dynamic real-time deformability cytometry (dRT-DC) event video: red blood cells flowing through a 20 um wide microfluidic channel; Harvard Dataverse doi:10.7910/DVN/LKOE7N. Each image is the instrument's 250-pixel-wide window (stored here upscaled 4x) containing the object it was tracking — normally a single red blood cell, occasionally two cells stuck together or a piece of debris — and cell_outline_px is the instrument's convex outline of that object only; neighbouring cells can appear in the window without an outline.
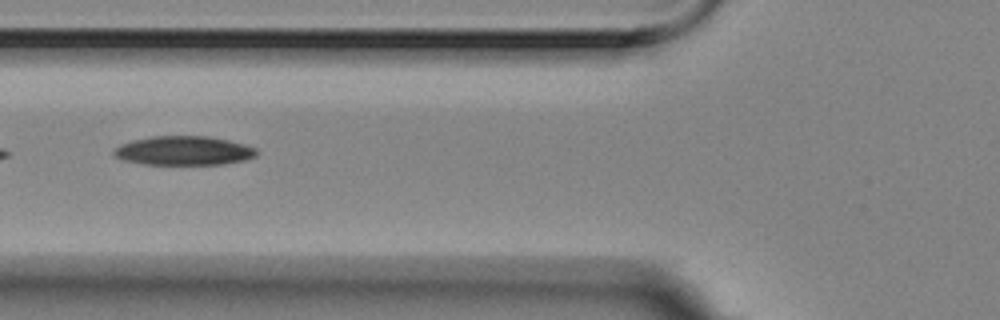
{"species": "Egyptian fruit bat (a non-hibernating species)", "species_latin": "Rousettus aegyptiacus", "temperature_condition": "room temperature", "stored_images_in_passage": 5, "camera_frame_rate_fps": 3000, "um_per_image_px": 0.085, "animal": {"sex": "female"}, "frame": {"image": 1, "passage_image": 4, "time_ms": 1.0, "image_size_px": [1000, 320], "cell_outline_px": [[256, 156], [244, 160], [224, 164], [144, 164], [124, 160], [116, 156], [112, 152], [120, 144], [132, 140], [152, 136], [208, 136], [228, 140], [244, 144], [256, 148]], "centroid_in_image_um": [15.62, 12.8], "position_along_channel_um": 110.2, "area_um2": 24.04}}
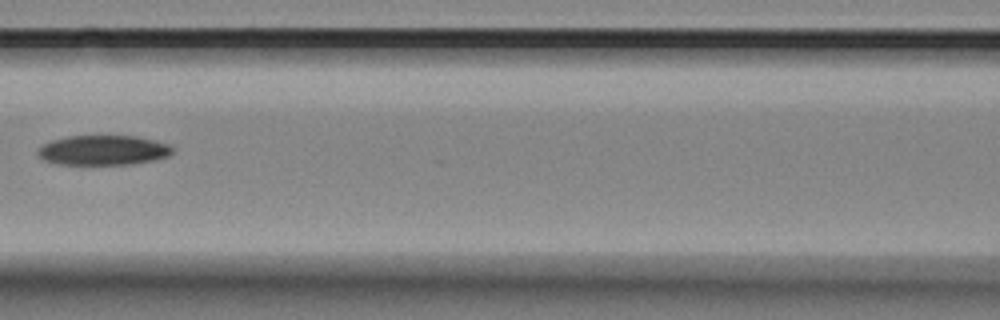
{"frame": {"image": 2, "passage_image": 5, "time_ms": 1.333, "image_size_px": [1000, 320], "cell_outline_px": [[176, 148], [168, 156], [156, 160], [132, 164], [56, 164], [44, 160], [36, 152], [44, 144], [52, 140], [68, 136], [136, 136], [168, 144]], "centroid_in_image_um": [8.8, 12.77], "position_along_channel_um": 157.8, "area_um2": 23.35}}